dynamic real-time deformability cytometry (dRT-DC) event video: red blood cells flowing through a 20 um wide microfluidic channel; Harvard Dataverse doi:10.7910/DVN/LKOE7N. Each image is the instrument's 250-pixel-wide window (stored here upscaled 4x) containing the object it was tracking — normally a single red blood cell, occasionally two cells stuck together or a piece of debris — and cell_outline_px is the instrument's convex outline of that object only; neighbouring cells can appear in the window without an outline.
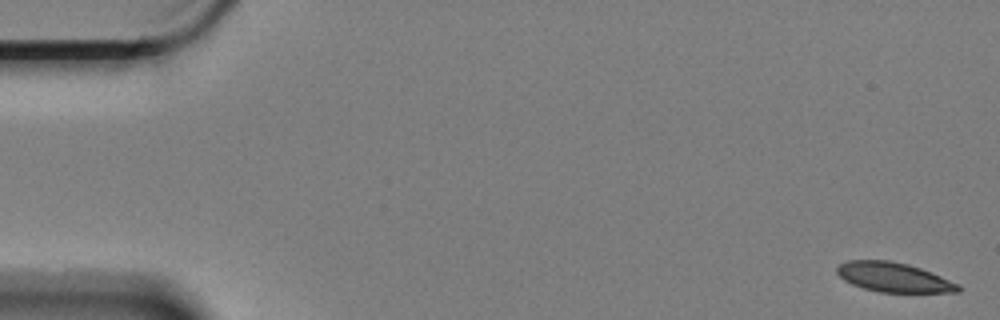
{"species": "Egyptian fruit bat (a non-hibernating species)", "species_latin": "Rousettus aegyptiacus", "temperature_condition": "cold", "stored_images_in_passage": 5, "segment_of_instrument_passage": [2, 2], "camera_frame_rate_fps": 3000, "um_per_image_px": 0.085, "animal": {"sex": "female"}, "frame": {"image": 1, "passage_image": 5, "time_ms": 1.333, "image_size_px": [1000, 320], "cell_outline_px": [[960, 292], [880, 292], [864, 288], [852, 284], [844, 280], [836, 272], [836, 268], [840, 264], [848, 260], [892, 260], [908, 264], [920, 268], [960, 284]], "centroid_in_image_um": [75.95, 23.56], "position_along_channel_um": 9.0, "area_um2": 20.75}}